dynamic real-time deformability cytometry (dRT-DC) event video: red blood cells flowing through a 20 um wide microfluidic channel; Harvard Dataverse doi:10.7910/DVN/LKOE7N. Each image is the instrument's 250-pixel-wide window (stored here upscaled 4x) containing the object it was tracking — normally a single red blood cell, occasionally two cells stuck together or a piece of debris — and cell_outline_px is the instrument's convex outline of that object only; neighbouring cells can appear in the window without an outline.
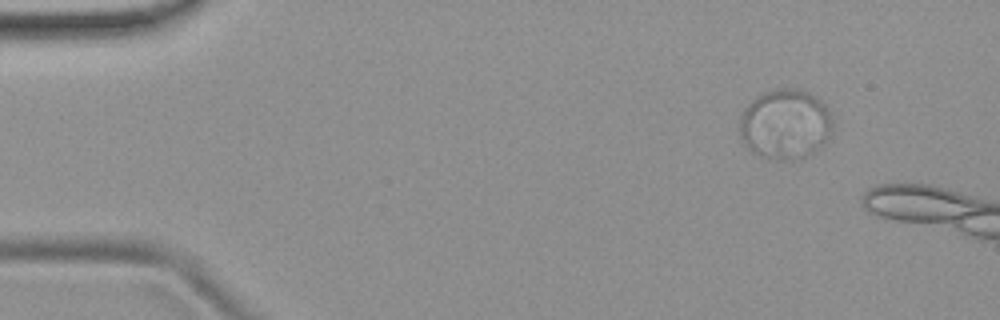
{"species": "common noctule bat (a hibernating species)", "species_latin": "Nyctalus noctula", "temperature_condition": "room temperature", "stored_images_in_passage": 3, "camera_frame_rate_fps": 3000, "um_per_image_px": 0.085, "animal": {"sex": "female", "body_mass_g": 19.9}, "frame": {"image": 1, "passage_image": 2, "time_ms": 1.0, "image_size_px": [1000, 320], "cell_outline_px": [[832, 132], [824, 144], [820, 148], [804, 156], [792, 160], [776, 160], [760, 156], [752, 152], [744, 144], [740, 136], [740, 120], [748, 104], [756, 96], [764, 92], [776, 88], [796, 88], [808, 92], [820, 100], [832, 112]], "centroid_in_image_um": [66.76, 10.56], "position_along_channel_um": 18.2, "area_um2": 38.21}}